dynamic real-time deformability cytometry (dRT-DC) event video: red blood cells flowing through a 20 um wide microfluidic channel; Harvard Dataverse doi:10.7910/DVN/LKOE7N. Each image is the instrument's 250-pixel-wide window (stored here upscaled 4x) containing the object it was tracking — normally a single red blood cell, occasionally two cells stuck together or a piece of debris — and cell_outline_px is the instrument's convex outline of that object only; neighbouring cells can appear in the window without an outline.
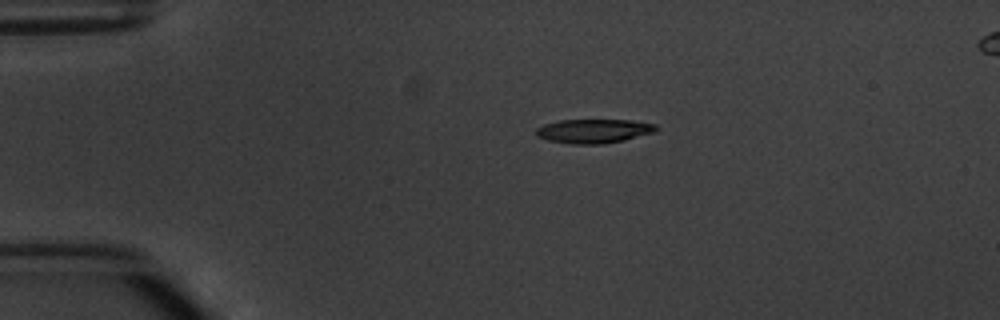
{"species": "common noctule bat (a hibernating species)", "species_latin": "Nyctalus noctula", "temperature_condition": "warm", "stored_images_in_passage": 3, "camera_frame_rate_fps": 3000, "um_per_image_px": 0.085, "animal": {"sex": "male", "body_mass_g": 20.1, "forearm_length_mm": 53.5}, "frame": {"image": 1, "passage_image": 1, "time_ms": 0.0, "image_size_px": [1000, 320], "cell_outline_px": [[660, 128], [656, 132], [624, 140], [604, 144], [568, 144], [548, 140], [536, 136], [536, 128], [544, 124], [560, 120], [628, 120], [656, 124]], "centroid_in_image_um": [50.48, 11.14], "position_along_channel_um": 34.5, "area_um2": 16.99}}